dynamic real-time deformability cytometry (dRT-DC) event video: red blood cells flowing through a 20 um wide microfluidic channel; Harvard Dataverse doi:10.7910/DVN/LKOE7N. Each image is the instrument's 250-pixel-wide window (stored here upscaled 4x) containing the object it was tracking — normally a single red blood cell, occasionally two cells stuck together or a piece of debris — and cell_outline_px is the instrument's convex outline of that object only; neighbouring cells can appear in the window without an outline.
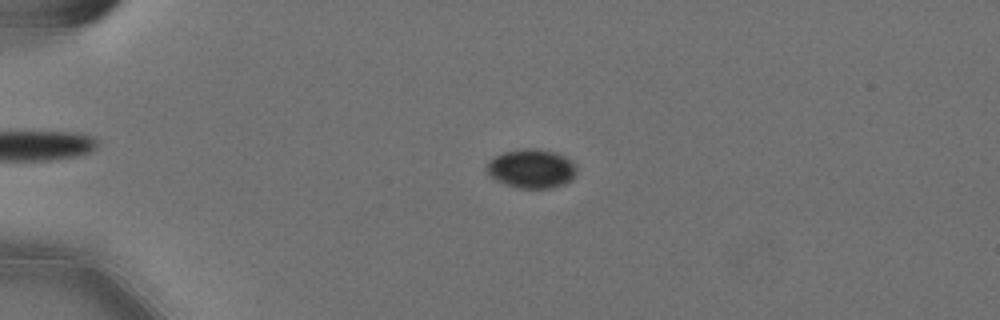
{"species": "Egyptian fruit bat (a non-hibernating species)", "species_latin": "Rousettus aegyptiacus", "temperature_condition": "cold", "stored_images_in_passage": 59, "camera_frame_rate_fps": 3000, "um_per_image_px": 0.085, "animal": {"sex": "female"}, "frame": {"image": 1, "passage_image": 16, "time_ms": 5.0, "image_size_px": [1000, 320], "cell_outline_px": [[576, 172], [572, 180], [564, 184], [552, 188], [520, 188], [504, 184], [488, 176], [488, 160], [504, 152], [528, 148], [532, 148], [556, 152], [572, 160], [576, 164]], "centroid_in_image_um": [45.2, 14.34], "position_along_channel_um": 39.8, "area_um2": 20.46}}
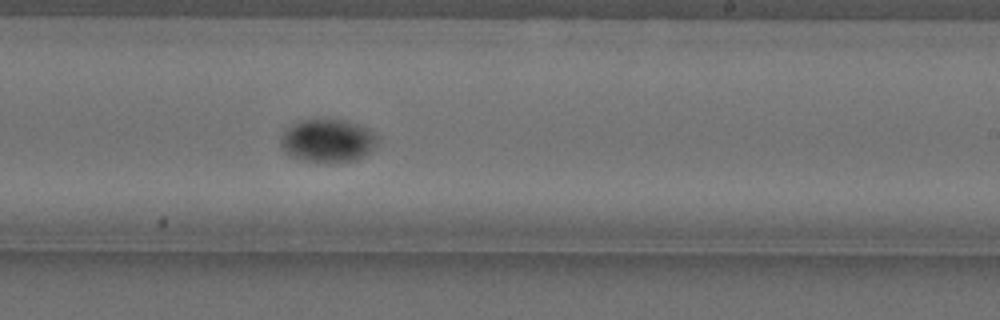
{"frame": {"image": 2, "passage_image": 38, "time_ms": 12.333, "image_size_px": [1000, 320], "cell_outline_px": [[376, 144], [364, 156], [356, 160], [328, 164], [316, 164], [288, 156], [280, 144], [280, 140], [284, 132], [288, 128], [300, 120], [324, 116], [344, 120], [368, 128], [376, 136]], "centroid_in_image_um": [27.81, 11.96], "position_along_channel_um": 261.2, "area_um2": 25.09}}
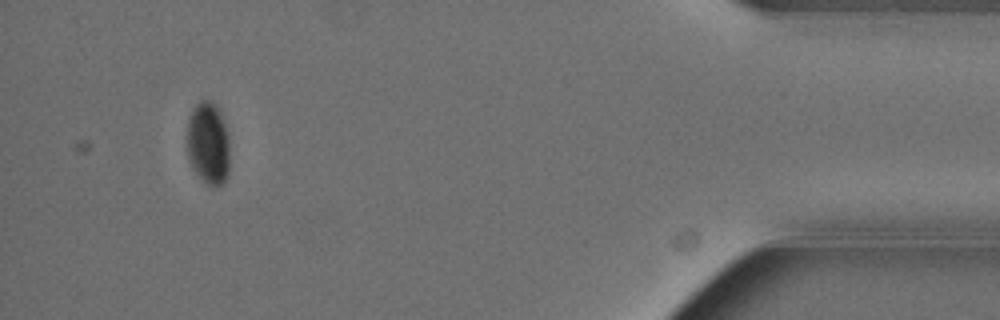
{"frame": {"image": 3, "passage_image": 56, "time_ms": 18.333, "image_size_px": [1000, 320], "cell_outline_px": [[228, 176], [220, 184], [208, 184], [192, 168], [188, 160], [188, 120], [196, 104], [200, 100], [212, 100], [216, 104], [220, 112], [224, 124], [228, 140]], "centroid_in_image_um": [17.69, 12.14], "position_along_channel_um": 417.5, "area_um2": 20.06}}